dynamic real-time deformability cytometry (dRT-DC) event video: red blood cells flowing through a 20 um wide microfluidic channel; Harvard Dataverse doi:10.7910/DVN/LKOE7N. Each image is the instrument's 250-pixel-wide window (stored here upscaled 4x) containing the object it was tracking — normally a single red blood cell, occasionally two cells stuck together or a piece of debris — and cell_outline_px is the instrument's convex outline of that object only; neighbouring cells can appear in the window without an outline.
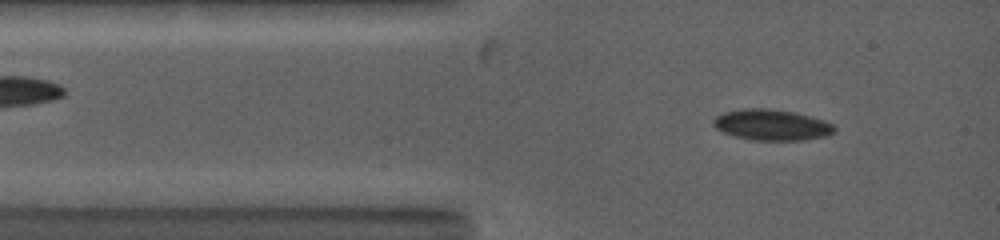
{"species": "common noctule bat (a hibernating species)", "species_latin": "Nyctalus noctula", "temperature_condition": "warm", "stored_images_in_passage": 43, "camera_frame_rate_fps": 5000, "um_per_image_px": 0.085, "animal": {"sex": "female", "body_mass_g": 19.0, "forearm_length_mm": 53.3}, "frame": {"image": 1, "passage_image": 2, "time_ms": 0.4, "image_size_px": [1000, 240], "cell_outline_px": [[836, 132], [828, 136], [800, 140], [752, 140], [736, 136], [724, 132], [716, 128], [712, 124], [712, 120], [716, 116], [724, 112], [744, 108], [768, 108], [796, 112], [824, 120], [832, 124], [836, 128]], "centroid_in_image_um": [65.61, 10.61], "position_along_channel_um": 19.4, "area_um2": 21.91}}
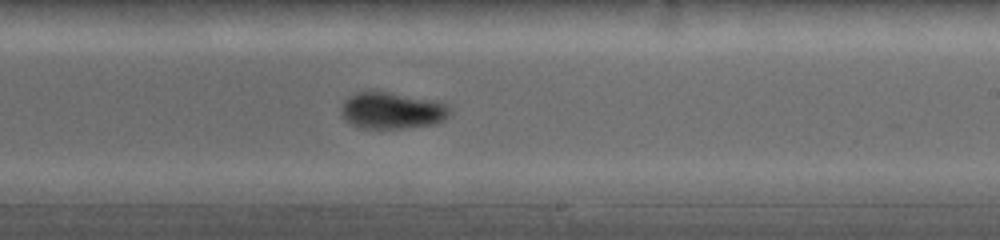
{"frame": {"image": 2, "passage_image": 20, "time_ms": 6.8, "image_size_px": [1000, 240], "cell_outline_px": [[452, 112], [444, 120], [432, 124], [404, 128], [364, 128], [352, 124], [344, 120], [340, 112], [340, 108], [344, 100], [348, 96], [356, 92], [388, 92], [432, 100], [448, 104], [452, 108]], "centroid_in_image_um": [33.31, 9.4], "position_along_channel_um": 255.7, "area_um2": 23.18}}
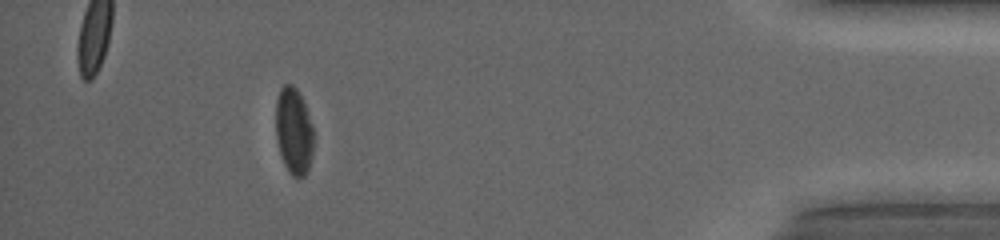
{"frame": {"image": 3, "passage_image": 35, "time_ms": 12.2, "image_size_px": [1000, 240], "cell_outline_px": [[312, 156], [308, 172], [304, 176], [292, 176], [288, 172], [284, 164], [276, 140], [276, 100], [280, 88], [284, 84], [292, 84], [300, 92], [304, 100], [308, 112], [312, 128]], "centroid_in_image_um": [24.96, 11.12], "position_along_channel_um": 410.2, "area_um2": 19.25}, "authors_computed_cell_mechanics": {"area_um2": 22.0796, "velocity_mm_per_s": 4.0296, "shape_relaxation_time_tau1_ms": 2.9385, "shape_relaxation_time_tau2_ms": null, "deformation_change_tau1": 0.0732, "deformation_change_tau2": null}}